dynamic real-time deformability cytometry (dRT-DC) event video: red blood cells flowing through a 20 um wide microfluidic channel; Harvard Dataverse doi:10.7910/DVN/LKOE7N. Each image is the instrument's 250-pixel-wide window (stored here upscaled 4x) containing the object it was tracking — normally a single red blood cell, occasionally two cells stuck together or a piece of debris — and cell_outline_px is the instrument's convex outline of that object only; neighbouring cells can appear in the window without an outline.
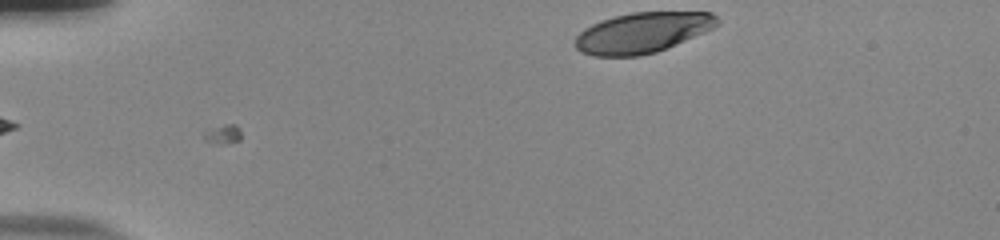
{"species": "human", "species_latin": "Homo sapiens", "temperature_condition": "room temperature", "stored_images_in_passage": 37, "camera_frame_rate_fps": 3000, "um_per_image_px": 0.085, "donor": {"sex": "male"}, "frame": {"image": 1, "passage_image": 1, "time_ms": 0.0, "image_size_px": [1000, 240], "cell_outline_px": [[720, 24], [704, 32], [656, 52], [640, 56], [592, 56], [580, 52], [576, 48], [576, 36], [584, 28], [600, 20], [632, 12], [712, 12], [720, 20]], "centroid_in_image_um": [54.59, 2.77], "position_along_channel_um": 30.4, "area_um2": 33.41}}
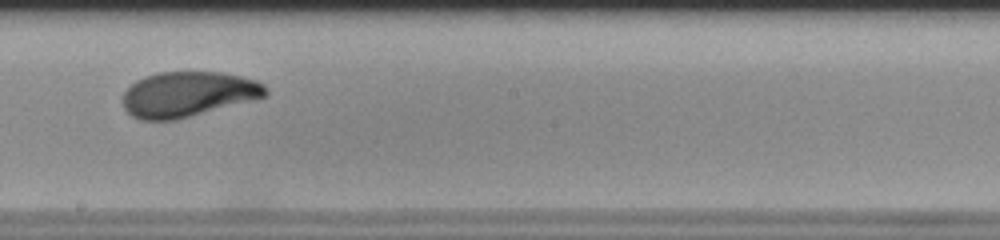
{"frame": {"image": 2, "passage_image": 23, "time_ms": 7.333, "image_size_px": [1000, 240], "cell_outline_px": [[268, 96], [176, 120], [140, 120], [132, 116], [124, 108], [124, 92], [136, 80], [144, 76], [156, 72], [224, 72], [256, 80], [264, 84], [268, 88]], "centroid_in_image_um": [16.0, 8.0], "position_along_channel_um": 232.2, "area_um2": 37.74}}
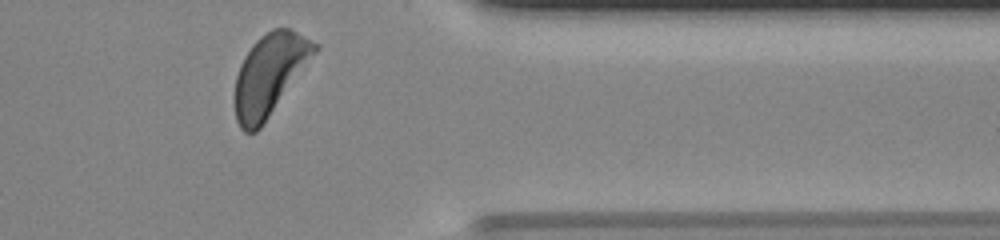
{"frame": {"image": 3, "passage_image": 36, "time_ms": 11.667, "image_size_px": [1000, 240], "cell_outline_px": [[320, 48], [260, 128], [256, 132], [244, 132], [240, 128], [236, 120], [236, 76], [240, 64], [244, 56], [252, 44], [260, 36], [272, 28], [292, 28], [320, 44]], "centroid_in_image_um": [22.95, 6.29], "position_along_channel_um": 388.5, "area_um2": 37.63}, "authors_computed_cell_mechanics": {"area_um2": 37.281, "velocity_mm_per_s": 3.834, "shape_relaxation_time_tau1_ms": 3.0224, "shape_relaxation_time_tau2_ms": 1.9032, "deformation_change_tau1": 0.1584, "deformation_change_tau2": 0.051}}